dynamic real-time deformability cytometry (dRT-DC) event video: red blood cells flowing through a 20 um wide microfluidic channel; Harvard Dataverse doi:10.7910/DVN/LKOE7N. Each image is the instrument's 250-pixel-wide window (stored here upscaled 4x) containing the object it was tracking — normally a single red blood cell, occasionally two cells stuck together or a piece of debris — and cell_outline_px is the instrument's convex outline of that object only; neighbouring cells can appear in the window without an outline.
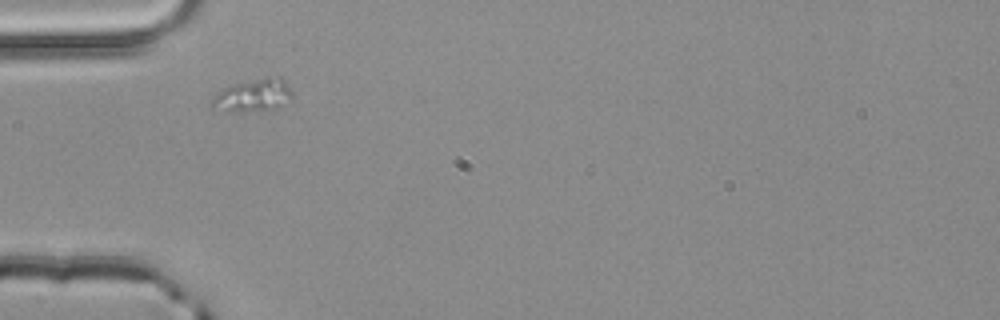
{"species": "common noctule bat (a hibernating species)", "species_latin": "Nyctalus noctula", "temperature_condition": "room temperature", "stored_images_in_passage": 1, "camera_frame_rate_fps": 3000, "um_per_image_px": 0.085, "animal": {"sex": "male", "body_mass_g": 20.4}, "frame": {"image": 1, "passage_image": 1, "time_ms": 0.0, "image_size_px": [1000, 320], "cell_outline_px": [[292, 100], [276, 108], [232, 112], [212, 112], [208, 108], [212, 100], [228, 84], [268, 76], [280, 76], [284, 80], [292, 92]], "centroid_in_image_um": [21.46, 8.11], "position_along_channel_um": 63.5, "area_um2": 15.78}}